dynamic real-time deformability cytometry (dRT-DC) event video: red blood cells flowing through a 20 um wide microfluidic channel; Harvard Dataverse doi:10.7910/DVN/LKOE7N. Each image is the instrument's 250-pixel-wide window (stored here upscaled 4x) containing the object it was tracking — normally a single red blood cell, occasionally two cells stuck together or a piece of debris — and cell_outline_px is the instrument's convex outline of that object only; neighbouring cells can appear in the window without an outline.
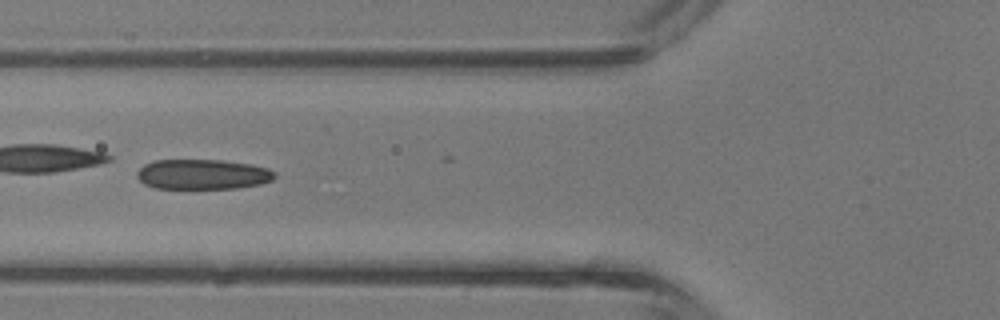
{"species": "common noctule bat (a hibernating species)", "species_latin": "Nyctalus noctula", "temperature_condition": "room temperature", "stored_images_in_passage": 4, "camera_frame_rate_fps": 3000, "um_per_image_px": 0.085, "animal": {"sex": "male", "body_mass_g": 13.3}, "frame": {"image": 1, "passage_image": 3, "time_ms": 0.667, "image_size_px": [1000, 320], "cell_outline_px": [[276, 176], [272, 180], [260, 184], [236, 188], [156, 188], [144, 184], [136, 176], [136, 172], [144, 164], [156, 160], [220, 160], [252, 164], [268, 168], [276, 172]], "centroid_in_image_um": [17.24, 14.81], "position_along_channel_um": 108.6, "area_um2": 24.16}}
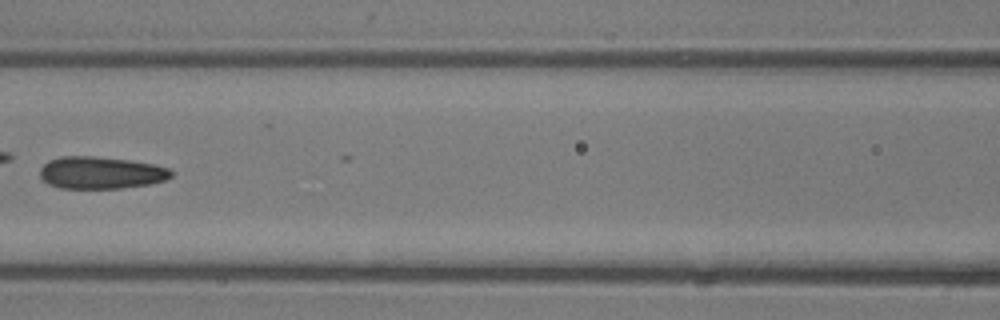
{"frame": {"image": 2, "passage_image": 4, "time_ms": 1.0, "image_size_px": [1000, 320], "cell_outline_px": [[172, 176], [164, 180], [148, 184], [120, 188], [60, 188], [48, 184], [40, 176], [40, 168], [48, 160], [64, 156], [92, 156], [128, 160], [152, 164], [168, 168], [172, 172]], "centroid_in_image_um": [8.54, 14.68], "position_along_channel_um": 158.1, "area_um2": 24.39}}